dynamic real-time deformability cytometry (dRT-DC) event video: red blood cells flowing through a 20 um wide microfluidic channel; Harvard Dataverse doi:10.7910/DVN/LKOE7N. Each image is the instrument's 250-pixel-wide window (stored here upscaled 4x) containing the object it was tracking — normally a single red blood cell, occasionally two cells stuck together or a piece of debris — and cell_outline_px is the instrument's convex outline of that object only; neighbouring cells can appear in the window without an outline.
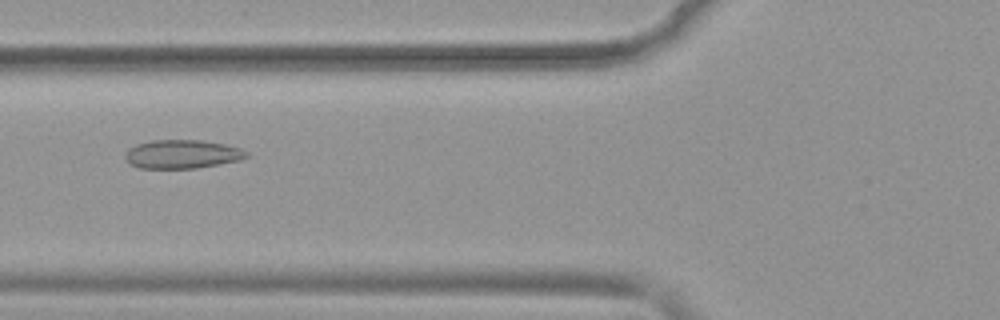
{"species": "common noctule bat (a hibernating species)", "species_latin": "Nyctalus noctula", "temperature_condition": "warm", "stored_images_in_passage": 51, "camera_frame_rate_fps": 3000, "um_per_image_px": 0.085, "animal": {"sex": "female", "body_mass_g": 19.9}, "frame": {"image": 1, "passage_image": 20, "time_ms": 6.333, "image_size_px": [1000, 320], "cell_outline_px": [[248, 156], [240, 160], [220, 164], [196, 168], [140, 168], [128, 164], [124, 156], [124, 152], [128, 148], [136, 144], [152, 140], [204, 140], [224, 144], [240, 148], [248, 152]], "centroid_in_image_um": [15.45, 13.1], "position_along_channel_um": 110.4, "area_um2": 20.46}}
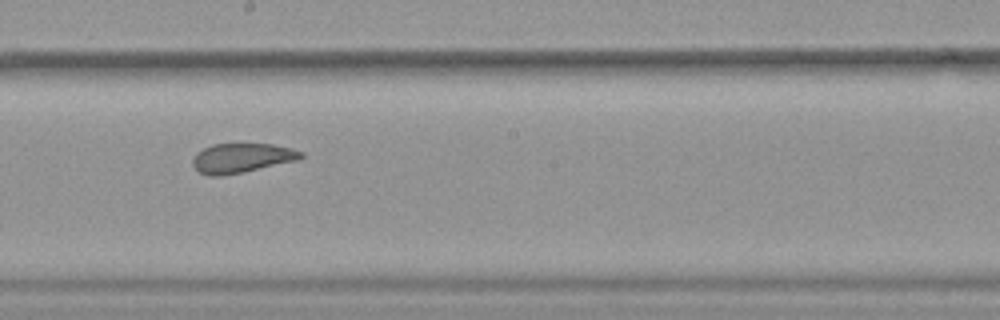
{"frame": {"image": 2, "passage_image": 29, "time_ms": 9.333, "image_size_px": [1000, 320], "cell_outline_px": [[304, 156], [300, 160], [244, 172], [220, 176], [208, 176], [196, 172], [192, 164], [192, 160], [196, 152], [212, 144], [272, 144], [292, 148], [304, 152]], "centroid_in_image_um": [20.54, 13.44], "position_along_channel_um": 227.7, "area_um2": 18.96}}
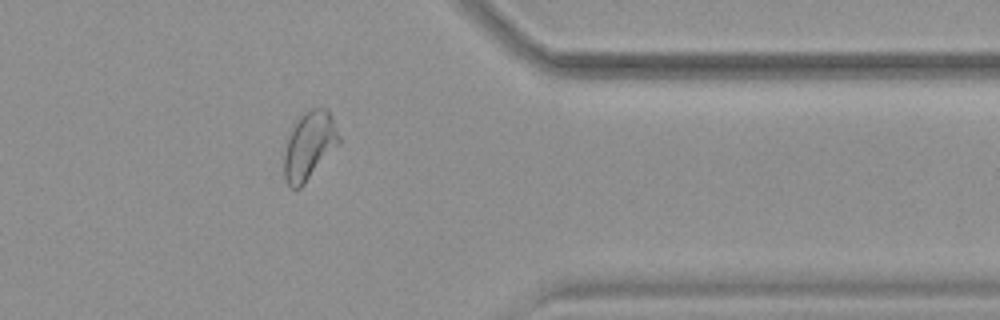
{"frame": {"image": 3, "passage_image": 42, "time_ms": 13.667, "image_size_px": [1000, 320], "cell_outline_px": [[340, 144], [304, 184], [300, 188], [292, 188], [288, 184], [284, 176], [284, 152], [292, 128], [300, 116], [304, 112], [312, 108], [328, 108], [340, 136]], "centroid_in_image_um": [26.31, 12.37], "position_along_channel_um": 385.1, "area_um2": 21.62}, "authors_computed_cell_mechanics": {"area_um2": 22.0218, "velocity_mm_per_s": 3.9245, "shape_relaxation_time_tau1_ms": null, "shape_relaxation_time_tau2_ms": 1.1186, "deformation_change_tau1": null, "deformation_change_tau2": 0.0529}}